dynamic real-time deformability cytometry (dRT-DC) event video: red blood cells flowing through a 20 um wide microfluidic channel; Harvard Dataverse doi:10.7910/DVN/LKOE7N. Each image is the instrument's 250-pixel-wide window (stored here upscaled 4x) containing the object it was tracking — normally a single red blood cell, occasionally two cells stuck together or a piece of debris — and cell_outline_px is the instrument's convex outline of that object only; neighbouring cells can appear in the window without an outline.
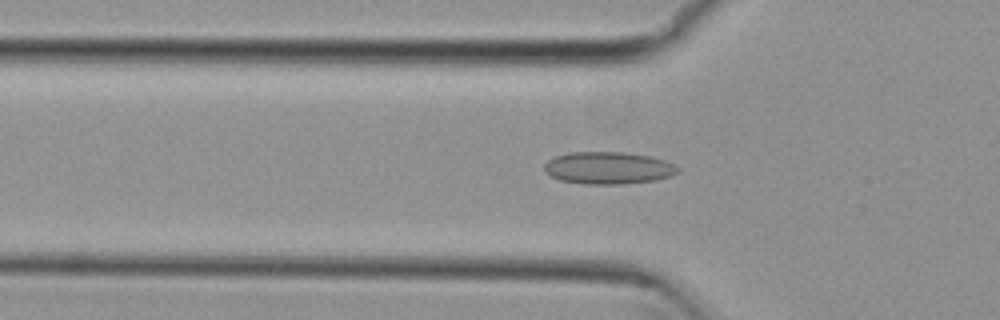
{"species": "common noctule bat (a hibernating species)", "species_latin": "Nyctalus noctula", "temperature_condition": "cold", "stored_images_in_passage": 50, "camera_frame_rate_fps": 3000, "um_per_image_px": 0.085, "animal": {"sex": "female", "body_mass_g": 29.2, "forearm_length_mm": 56.3}, "frame": {"image": 1, "passage_image": 14, "time_ms": 4.333, "image_size_px": [1000, 320], "cell_outline_px": [[680, 172], [672, 176], [656, 180], [620, 184], [584, 184], [560, 180], [544, 172], [544, 164], [548, 160], [556, 156], [568, 152], [624, 152], [648, 156], [664, 160], [680, 168]], "centroid_in_image_um": [51.7, 14.28], "position_along_channel_um": 74.1, "area_um2": 25.14}}
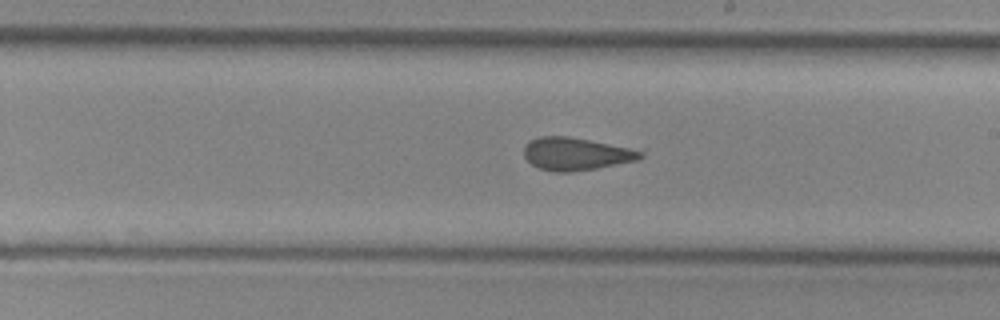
{"frame": {"image": 2, "passage_image": 27, "time_ms": 8.667, "image_size_px": [1000, 320], "cell_outline_px": [[644, 156], [640, 160], [596, 168], [572, 172], [552, 172], [540, 168], [532, 164], [524, 156], [524, 148], [528, 140], [540, 136], [568, 136], [628, 148], [644, 152]], "centroid_in_image_um": [48.94, 13.09], "position_along_channel_um": 240.1, "area_um2": 22.08}}
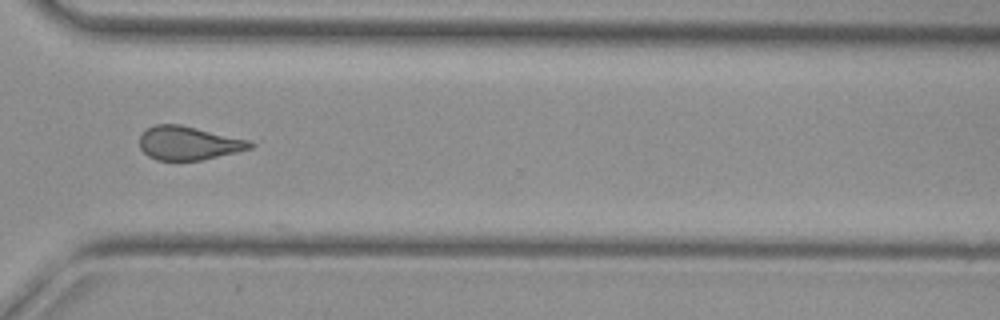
{"frame": {"image": 3, "passage_image": 36, "time_ms": 11.667, "image_size_px": [1000, 320], "cell_outline_px": [[256, 144], [252, 148], [200, 160], [156, 160], [148, 156], [140, 148], [140, 136], [148, 128], [156, 124], [180, 124], [252, 140]], "centroid_in_image_um": [16.05, 12.15], "position_along_channel_um": 354.5, "area_um2": 21.68}, "authors_computed_cell_mechanics": {"area_um2": 22.4553, "velocity_mm_per_s": 3.8164, "shape_relaxation_time_tau1_ms": null, "shape_relaxation_time_tau2_ms": 1.8358, "deformation_change_tau1": null, "deformation_change_tau2": 0.0942}}